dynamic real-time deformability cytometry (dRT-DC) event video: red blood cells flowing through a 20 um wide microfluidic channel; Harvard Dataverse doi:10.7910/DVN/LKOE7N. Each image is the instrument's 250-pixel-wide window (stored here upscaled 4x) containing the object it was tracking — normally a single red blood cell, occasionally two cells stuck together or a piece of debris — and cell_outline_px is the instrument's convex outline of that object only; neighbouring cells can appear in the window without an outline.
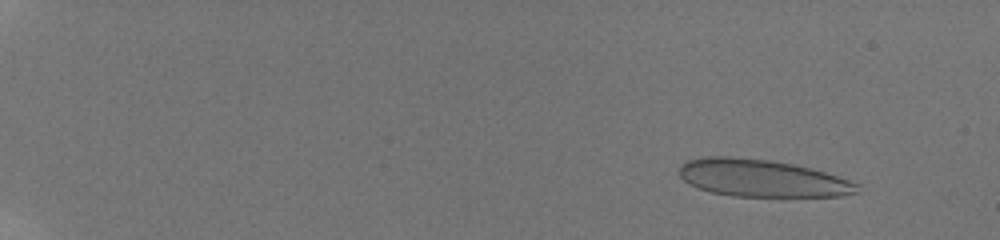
{"species": "human", "species_latin": "Homo sapiens", "temperature_condition": "room temperature", "stored_images_in_passage": 12, "camera_frame_rate_fps": 3000, "um_per_image_px": 0.085, "donor": {"sex": "male"}, "frame": {"image": 1, "passage_image": 6, "time_ms": 2.0, "image_size_px": [1000, 240], "cell_outline_px": [[860, 184], [856, 192], [840, 196], [732, 196], [712, 192], [688, 184], [680, 176], [680, 168], [688, 160], [708, 156], [724, 156], [768, 160], [792, 164], [824, 172]], "centroid_in_image_um": [64.74, 15.15], "position_along_channel_um": 20.3, "area_um2": 38.03}}
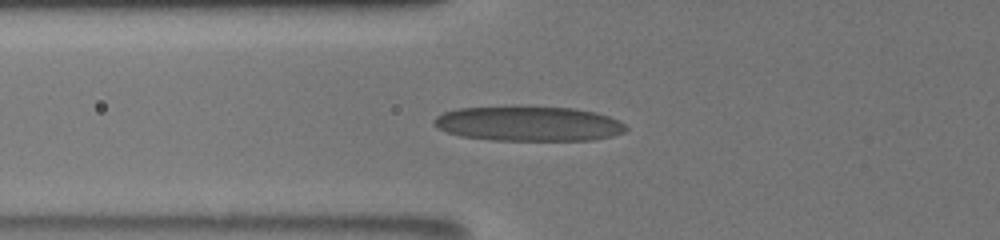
{"frame": {"image": 2, "passage_image": 12, "time_ms": 8.0, "image_size_px": [1000, 240], "cell_outline_px": [[628, 128], [624, 132], [612, 136], [592, 140], [492, 140], [460, 136], [448, 132], [440, 128], [432, 120], [436, 116], [444, 112], [456, 108], [524, 104], [572, 108], [596, 112], [620, 120]], "centroid_in_image_um": [44.93, 10.47], "position_along_channel_um": 80.9, "area_um2": 39.94}}